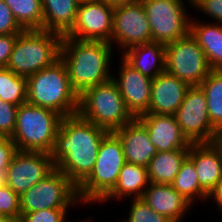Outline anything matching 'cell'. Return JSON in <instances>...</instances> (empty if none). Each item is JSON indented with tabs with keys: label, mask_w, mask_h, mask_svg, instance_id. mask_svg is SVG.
I'll list each match as a JSON object with an SVG mask.
<instances>
[{
	"label": "cell",
	"mask_w": 222,
	"mask_h": 222,
	"mask_svg": "<svg viewBox=\"0 0 222 222\" xmlns=\"http://www.w3.org/2000/svg\"><path fill=\"white\" fill-rule=\"evenodd\" d=\"M105 129L78 113L61 119L51 152L55 168L78 186L93 170Z\"/></svg>",
	"instance_id": "1"
},
{
	"label": "cell",
	"mask_w": 222,
	"mask_h": 222,
	"mask_svg": "<svg viewBox=\"0 0 222 222\" xmlns=\"http://www.w3.org/2000/svg\"><path fill=\"white\" fill-rule=\"evenodd\" d=\"M112 47V44L107 42L62 37L59 58L64 63L71 85L78 95L112 78Z\"/></svg>",
	"instance_id": "2"
},
{
	"label": "cell",
	"mask_w": 222,
	"mask_h": 222,
	"mask_svg": "<svg viewBox=\"0 0 222 222\" xmlns=\"http://www.w3.org/2000/svg\"><path fill=\"white\" fill-rule=\"evenodd\" d=\"M27 103L53 110L62 117L78 113L79 95L60 58L27 77Z\"/></svg>",
	"instance_id": "3"
},
{
	"label": "cell",
	"mask_w": 222,
	"mask_h": 222,
	"mask_svg": "<svg viewBox=\"0 0 222 222\" xmlns=\"http://www.w3.org/2000/svg\"><path fill=\"white\" fill-rule=\"evenodd\" d=\"M125 163L120 138L114 132H108L100 144L93 170L77 186L79 201L100 203L116 186Z\"/></svg>",
	"instance_id": "4"
},
{
	"label": "cell",
	"mask_w": 222,
	"mask_h": 222,
	"mask_svg": "<svg viewBox=\"0 0 222 222\" xmlns=\"http://www.w3.org/2000/svg\"><path fill=\"white\" fill-rule=\"evenodd\" d=\"M62 36L47 30H24L18 34L6 68L29 77L59 59Z\"/></svg>",
	"instance_id": "5"
},
{
	"label": "cell",
	"mask_w": 222,
	"mask_h": 222,
	"mask_svg": "<svg viewBox=\"0 0 222 222\" xmlns=\"http://www.w3.org/2000/svg\"><path fill=\"white\" fill-rule=\"evenodd\" d=\"M62 118L53 110L27 102L18 106L15 130L11 137L17 150L51 154Z\"/></svg>",
	"instance_id": "6"
},
{
	"label": "cell",
	"mask_w": 222,
	"mask_h": 222,
	"mask_svg": "<svg viewBox=\"0 0 222 222\" xmlns=\"http://www.w3.org/2000/svg\"><path fill=\"white\" fill-rule=\"evenodd\" d=\"M78 114L108 132H114L134 119L112 78L79 95Z\"/></svg>",
	"instance_id": "7"
},
{
	"label": "cell",
	"mask_w": 222,
	"mask_h": 222,
	"mask_svg": "<svg viewBox=\"0 0 222 222\" xmlns=\"http://www.w3.org/2000/svg\"><path fill=\"white\" fill-rule=\"evenodd\" d=\"M79 201L77 186L60 170L50 174L20 196L21 213L45 209H70ZM71 205V206H70Z\"/></svg>",
	"instance_id": "8"
},
{
	"label": "cell",
	"mask_w": 222,
	"mask_h": 222,
	"mask_svg": "<svg viewBox=\"0 0 222 222\" xmlns=\"http://www.w3.org/2000/svg\"><path fill=\"white\" fill-rule=\"evenodd\" d=\"M152 34V41L164 45L190 33L184 0H141Z\"/></svg>",
	"instance_id": "9"
},
{
	"label": "cell",
	"mask_w": 222,
	"mask_h": 222,
	"mask_svg": "<svg viewBox=\"0 0 222 222\" xmlns=\"http://www.w3.org/2000/svg\"><path fill=\"white\" fill-rule=\"evenodd\" d=\"M165 47V71L190 86H199L212 71L205 53L191 33Z\"/></svg>",
	"instance_id": "10"
},
{
	"label": "cell",
	"mask_w": 222,
	"mask_h": 222,
	"mask_svg": "<svg viewBox=\"0 0 222 222\" xmlns=\"http://www.w3.org/2000/svg\"><path fill=\"white\" fill-rule=\"evenodd\" d=\"M174 116L190 143H210L217 131L209 119L206 95L200 86H190Z\"/></svg>",
	"instance_id": "11"
},
{
	"label": "cell",
	"mask_w": 222,
	"mask_h": 222,
	"mask_svg": "<svg viewBox=\"0 0 222 222\" xmlns=\"http://www.w3.org/2000/svg\"><path fill=\"white\" fill-rule=\"evenodd\" d=\"M113 11L114 7L104 0L80 2L74 25L62 37L110 43L113 33Z\"/></svg>",
	"instance_id": "12"
},
{
	"label": "cell",
	"mask_w": 222,
	"mask_h": 222,
	"mask_svg": "<svg viewBox=\"0 0 222 222\" xmlns=\"http://www.w3.org/2000/svg\"><path fill=\"white\" fill-rule=\"evenodd\" d=\"M113 33L111 44H118L120 49H129L152 41L149 21L141 0L114 7ZM114 42V43H113Z\"/></svg>",
	"instance_id": "13"
},
{
	"label": "cell",
	"mask_w": 222,
	"mask_h": 222,
	"mask_svg": "<svg viewBox=\"0 0 222 222\" xmlns=\"http://www.w3.org/2000/svg\"><path fill=\"white\" fill-rule=\"evenodd\" d=\"M54 169L51 154L17 150L7 168V186L21 196Z\"/></svg>",
	"instance_id": "14"
},
{
	"label": "cell",
	"mask_w": 222,
	"mask_h": 222,
	"mask_svg": "<svg viewBox=\"0 0 222 222\" xmlns=\"http://www.w3.org/2000/svg\"><path fill=\"white\" fill-rule=\"evenodd\" d=\"M120 61L119 76L113 75L112 79L119 88L127 110L137 118L149 110L152 79L133 68L123 58Z\"/></svg>",
	"instance_id": "15"
},
{
	"label": "cell",
	"mask_w": 222,
	"mask_h": 222,
	"mask_svg": "<svg viewBox=\"0 0 222 222\" xmlns=\"http://www.w3.org/2000/svg\"><path fill=\"white\" fill-rule=\"evenodd\" d=\"M137 119L146 127L158 152L190 148L191 143L183 135L174 115L143 114Z\"/></svg>",
	"instance_id": "16"
},
{
	"label": "cell",
	"mask_w": 222,
	"mask_h": 222,
	"mask_svg": "<svg viewBox=\"0 0 222 222\" xmlns=\"http://www.w3.org/2000/svg\"><path fill=\"white\" fill-rule=\"evenodd\" d=\"M190 88L186 82L162 72L152 79L149 110L145 114H172L180 107Z\"/></svg>",
	"instance_id": "17"
},
{
	"label": "cell",
	"mask_w": 222,
	"mask_h": 222,
	"mask_svg": "<svg viewBox=\"0 0 222 222\" xmlns=\"http://www.w3.org/2000/svg\"><path fill=\"white\" fill-rule=\"evenodd\" d=\"M114 133L121 140L127 163L147 167L158 152L151 143L146 127L137 118H134L130 123L124 124Z\"/></svg>",
	"instance_id": "18"
},
{
	"label": "cell",
	"mask_w": 222,
	"mask_h": 222,
	"mask_svg": "<svg viewBox=\"0 0 222 222\" xmlns=\"http://www.w3.org/2000/svg\"><path fill=\"white\" fill-rule=\"evenodd\" d=\"M188 158L193 162L201 189L209 196L222 180V160L211 143H191Z\"/></svg>",
	"instance_id": "19"
},
{
	"label": "cell",
	"mask_w": 222,
	"mask_h": 222,
	"mask_svg": "<svg viewBox=\"0 0 222 222\" xmlns=\"http://www.w3.org/2000/svg\"><path fill=\"white\" fill-rule=\"evenodd\" d=\"M142 198L151 209L168 217L173 222H182L192 205L171 184L150 182Z\"/></svg>",
	"instance_id": "20"
},
{
	"label": "cell",
	"mask_w": 222,
	"mask_h": 222,
	"mask_svg": "<svg viewBox=\"0 0 222 222\" xmlns=\"http://www.w3.org/2000/svg\"><path fill=\"white\" fill-rule=\"evenodd\" d=\"M121 54L129 65L151 79L165 71L166 47L162 43L135 45Z\"/></svg>",
	"instance_id": "21"
},
{
	"label": "cell",
	"mask_w": 222,
	"mask_h": 222,
	"mask_svg": "<svg viewBox=\"0 0 222 222\" xmlns=\"http://www.w3.org/2000/svg\"><path fill=\"white\" fill-rule=\"evenodd\" d=\"M79 0H42V30L65 36L75 23Z\"/></svg>",
	"instance_id": "22"
},
{
	"label": "cell",
	"mask_w": 222,
	"mask_h": 222,
	"mask_svg": "<svg viewBox=\"0 0 222 222\" xmlns=\"http://www.w3.org/2000/svg\"><path fill=\"white\" fill-rule=\"evenodd\" d=\"M190 33L205 53L211 70H222V25L190 21Z\"/></svg>",
	"instance_id": "23"
},
{
	"label": "cell",
	"mask_w": 222,
	"mask_h": 222,
	"mask_svg": "<svg viewBox=\"0 0 222 222\" xmlns=\"http://www.w3.org/2000/svg\"><path fill=\"white\" fill-rule=\"evenodd\" d=\"M149 183L147 167L126 162L121 168L116 186L101 202L112 198H142Z\"/></svg>",
	"instance_id": "24"
},
{
	"label": "cell",
	"mask_w": 222,
	"mask_h": 222,
	"mask_svg": "<svg viewBox=\"0 0 222 222\" xmlns=\"http://www.w3.org/2000/svg\"><path fill=\"white\" fill-rule=\"evenodd\" d=\"M188 153L189 149L157 152L147 166L149 182L172 184Z\"/></svg>",
	"instance_id": "25"
},
{
	"label": "cell",
	"mask_w": 222,
	"mask_h": 222,
	"mask_svg": "<svg viewBox=\"0 0 222 222\" xmlns=\"http://www.w3.org/2000/svg\"><path fill=\"white\" fill-rule=\"evenodd\" d=\"M199 86L206 95L212 126L222 129V70H212Z\"/></svg>",
	"instance_id": "26"
},
{
	"label": "cell",
	"mask_w": 222,
	"mask_h": 222,
	"mask_svg": "<svg viewBox=\"0 0 222 222\" xmlns=\"http://www.w3.org/2000/svg\"><path fill=\"white\" fill-rule=\"evenodd\" d=\"M172 187L188 200L192 206L196 198L199 200L204 199L207 201L209 196L201 189L197 173L194 168L193 162L187 157L181 165L180 171L177 173Z\"/></svg>",
	"instance_id": "27"
},
{
	"label": "cell",
	"mask_w": 222,
	"mask_h": 222,
	"mask_svg": "<svg viewBox=\"0 0 222 222\" xmlns=\"http://www.w3.org/2000/svg\"><path fill=\"white\" fill-rule=\"evenodd\" d=\"M24 30H42L41 0H4Z\"/></svg>",
	"instance_id": "28"
},
{
	"label": "cell",
	"mask_w": 222,
	"mask_h": 222,
	"mask_svg": "<svg viewBox=\"0 0 222 222\" xmlns=\"http://www.w3.org/2000/svg\"><path fill=\"white\" fill-rule=\"evenodd\" d=\"M0 98L20 106L27 102V77L15 74L8 68H0Z\"/></svg>",
	"instance_id": "29"
},
{
	"label": "cell",
	"mask_w": 222,
	"mask_h": 222,
	"mask_svg": "<svg viewBox=\"0 0 222 222\" xmlns=\"http://www.w3.org/2000/svg\"><path fill=\"white\" fill-rule=\"evenodd\" d=\"M128 218L121 222H173L168 217L155 212L143 200V198H132Z\"/></svg>",
	"instance_id": "30"
},
{
	"label": "cell",
	"mask_w": 222,
	"mask_h": 222,
	"mask_svg": "<svg viewBox=\"0 0 222 222\" xmlns=\"http://www.w3.org/2000/svg\"><path fill=\"white\" fill-rule=\"evenodd\" d=\"M0 215L21 219L20 196L8 186L0 187Z\"/></svg>",
	"instance_id": "31"
},
{
	"label": "cell",
	"mask_w": 222,
	"mask_h": 222,
	"mask_svg": "<svg viewBox=\"0 0 222 222\" xmlns=\"http://www.w3.org/2000/svg\"><path fill=\"white\" fill-rule=\"evenodd\" d=\"M18 106L0 98V135L11 138L16 125Z\"/></svg>",
	"instance_id": "32"
},
{
	"label": "cell",
	"mask_w": 222,
	"mask_h": 222,
	"mask_svg": "<svg viewBox=\"0 0 222 222\" xmlns=\"http://www.w3.org/2000/svg\"><path fill=\"white\" fill-rule=\"evenodd\" d=\"M68 209H45L31 213H21L19 222H67Z\"/></svg>",
	"instance_id": "33"
},
{
	"label": "cell",
	"mask_w": 222,
	"mask_h": 222,
	"mask_svg": "<svg viewBox=\"0 0 222 222\" xmlns=\"http://www.w3.org/2000/svg\"><path fill=\"white\" fill-rule=\"evenodd\" d=\"M24 29L15 19L10 7L0 0V35L19 34Z\"/></svg>",
	"instance_id": "34"
},
{
	"label": "cell",
	"mask_w": 222,
	"mask_h": 222,
	"mask_svg": "<svg viewBox=\"0 0 222 222\" xmlns=\"http://www.w3.org/2000/svg\"><path fill=\"white\" fill-rule=\"evenodd\" d=\"M188 3L194 6V9L198 8L200 12H204V15H209V17L213 18L215 23H219L222 25V0H187Z\"/></svg>",
	"instance_id": "35"
},
{
	"label": "cell",
	"mask_w": 222,
	"mask_h": 222,
	"mask_svg": "<svg viewBox=\"0 0 222 222\" xmlns=\"http://www.w3.org/2000/svg\"><path fill=\"white\" fill-rule=\"evenodd\" d=\"M16 151V145L11 138H3L0 141V172H7Z\"/></svg>",
	"instance_id": "36"
},
{
	"label": "cell",
	"mask_w": 222,
	"mask_h": 222,
	"mask_svg": "<svg viewBox=\"0 0 222 222\" xmlns=\"http://www.w3.org/2000/svg\"><path fill=\"white\" fill-rule=\"evenodd\" d=\"M18 34L0 35V68H6Z\"/></svg>",
	"instance_id": "37"
},
{
	"label": "cell",
	"mask_w": 222,
	"mask_h": 222,
	"mask_svg": "<svg viewBox=\"0 0 222 222\" xmlns=\"http://www.w3.org/2000/svg\"><path fill=\"white\" fill-rule=\"evenodd\" d=\"M209 199L215 201V205L218 206L219 210L222 212V180L219 182L214 191L209 195Z\"/></svg>",
	"instance_id": "38"
},
{
	"label": "cell",
	"mask_w": 222,
	"mask_h": 222,
	"mask_svg": "<svg viewBox=\"0 0 222 222\" xmlns=\"http://www.w3.org/2000/svg\"><path fill=\"white\" fill-rule=\"evenodd\" d=\"M210 143L215 147L218 151L219 156L222 160V129H218L211 139Z\"/></svg>",
	"instance_id": "39"
},
{
	"label": "cell",
	"mask_w": 222,
	"mask_h": 222,
	"mask_svg": "<svg viewBox=\"0 0 222 222\" xmlns=\"http://www.w3.org/2000/svg\"><path fill=\"white\" fill-rule=\"evenodd\" d=\"M104 1H106L112 7H117L121 5L132 4L139 0H104Z\"/></svg>",
	"instance_id": "40"
},
{
	"label": "cell",
	"mask_w": 222,
	"mask_h": 222,
	"mask_svg": "<svg viewBox=\"0 0 222 222\" xmlns=\"http://www.w3.org/2000/svg\"><path fill=\"white\" fill-rule=\"evenodd\" d=\"M7 172H0V187L7 186Z\"/></svg>",
	"instance_id": "41"
},
{
	"label": "cell",
	"mask_w": 222,
	"mask_h": 222,
	"mask_svg": "<svg viewBox=\"0 0 222 222\" xmlns=\"http://www.w3.org/2000/svg\"><path fill=\"white\" fill-rule=\"evenodd\" d=\"M0 222H18V221L12 217L0 215Z\"/></svg>",
	"instance_id": "42"
},
{
	"label": "cell",
	"mask_w": 222,
	"mask_h": 222,
	"mask_svg": "<svg viewBox=\"0 0 222 222\" xmlns=\"http://www.w3.org/2000/svg\"><path fill=\"white\" fill-rule=\"evenodd\" d=\"M80 2H86V1H99V0H79Z\"/></svg>",
	"instance_id": "43"
},
{
	"label": "cell",
	"mask_w": 222,
	"mask_h": 222,
	"mask_svg": "<svg viewBox=\"0 0 222 222\" xmlns=\"http://www.w3.org/2000/svg\"><path fill=\"white\" fill-rule=\"evenodd\" d=\"M82 220H79V222H81ZM68 222V221H67ZM71 222V221H70ZM78 222V221H77ZM82 222H89V220H83Z\"/></svg>",
	"instance_id": "44"
}]
</instances>
